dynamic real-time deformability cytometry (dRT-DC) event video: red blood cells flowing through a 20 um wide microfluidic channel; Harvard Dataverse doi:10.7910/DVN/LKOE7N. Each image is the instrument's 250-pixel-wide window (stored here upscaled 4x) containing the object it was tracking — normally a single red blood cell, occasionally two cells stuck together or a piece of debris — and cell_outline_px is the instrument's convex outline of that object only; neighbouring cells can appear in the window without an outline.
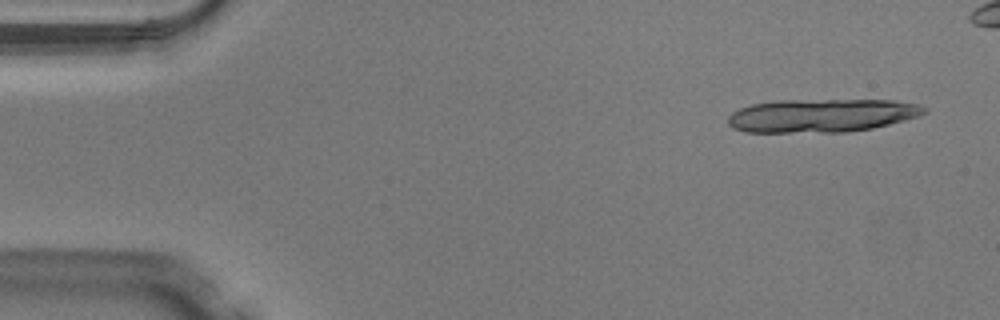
{"species": "Egyptian fruit bat (a non-hibernating species)", "species_latin": "Rousettus aegyptiacus", "temperature_condition": "warm", "stored_images_in_passage": 16, "camera_frame_rate_fps": 3000, "um_per_image_px": 0.085, "animal": {"sex": "male"}, "frame": {"image": 1, "passage_image": 3, "time_ms": 0.667, "image_size_px": [1000, 320], "cell_outline_px": [[928, 112], [920, 116], [872, 128], [848, 132], [744, 132], [732, 128], [728, 124], [728, 116], [732, 112], [740, 108], [752, 104], [776, 100], [892, 100], [916, 104], [928, 108]], "centroid_in_image_um": [69.83, 9.82], "position_along_channel_um": 15.2, "area_um2": 38.32}}